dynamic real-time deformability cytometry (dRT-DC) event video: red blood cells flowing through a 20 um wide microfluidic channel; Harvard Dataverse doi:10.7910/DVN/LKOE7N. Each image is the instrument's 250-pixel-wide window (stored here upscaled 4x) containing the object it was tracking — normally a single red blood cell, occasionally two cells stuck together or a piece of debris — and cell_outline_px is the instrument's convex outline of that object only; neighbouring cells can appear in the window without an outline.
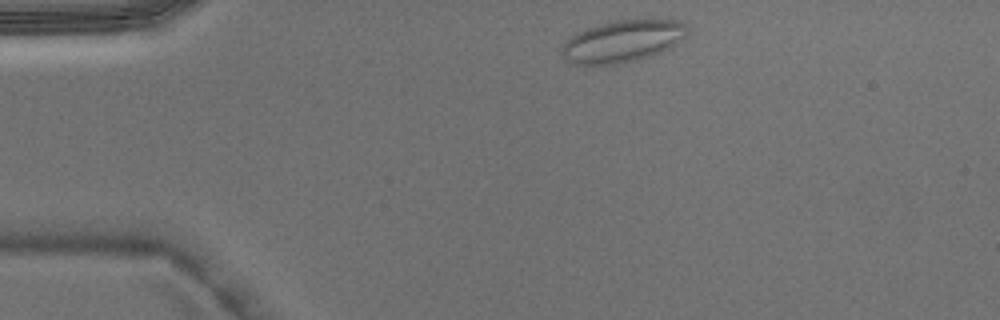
{"species": "Egyptian fruit bat (a non-hibernating species)", "species_latin": "Rousettus aegyptiacus", "temperature_condition": "warm", "stored_images_in_passage": 2, "camera_frame_rate_fps": 3000, "um_per_image_px": 0.085, "animal": {"sex": "male"}, "frame": {"image": 1, "passage_image": 1, "time_ms": 0.0, "image_size_px": [1000, 320], "cell_outline_px": [[688, 32], [676, 44], [652, 56], [612, 64], [576, 64], [564, 60], [560, 56], [560, 48], [564, 40], [568, 36], [576, 32], [612, 20], [652, 16], [680, 20], [688, 28]], "centroid_in_image_um": [52.91, 3.44], "position_along_channel_um": 32.1, "area_um2": 31.67}}